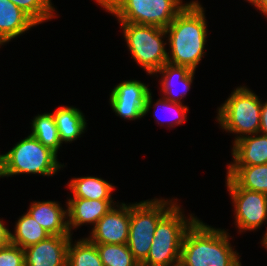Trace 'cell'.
I'll return each instance as SVG.
<instances>
[{
	"label": "cell",
	"mask_w": 267,
	"mask_h": 266,
	"mask_svg": "<svg viewBox=\"0 0 267 266\" xmlns=\"http://www.w3.org/2000/svg\"><path fill=\"white\" fill-rule=\"evenodd\" d=\"M206 21L204 7L197 0H192L165 28L170 50L168 63L196 70L206 53Z\"/></svg>",
	"instance_id": "obj_1"
},
{
	"label": "cell",
	"mask_w": 267,
	"mask_h": 266,
	"mask_svg": "<svg viewBox=\"0 0 267 266\" xmlns=\"http://www.w3.org/2000/svg\"><path fill=\"white\" fill-rule=\"evenodd\" d=\"M232 236L197 218L187 229L181 247L182 266H242L239 253L232 247Z\"/></svg>",
	"instance_id": "obj_2"
},
{
	"label": "cell",
	"mask_w": 267,
	"mask_h": 266,
	"mask_svg": "<svg viewBox=\"0 0 267 266\" xmlns=\"http://www.w3.org/2000/svg\"><path fill=\"white\" fill-rule=\"evenodd\" d=\"M178 202L158 221L147 258L140 266H170L180 262L183 237L198 218L185 216Z\"/></svg>",
	"instance_id": "obj_3"
},
{
	"label": "cell",
	"mask_w": 267,
	"mask_h": 266,
	"mask_svg": "<svg viewBox=\"0 0 267 266\" xmlns=\"http://www.w3.org/2000/svg\"><path fill=\"white\" fill-rule=\"evenodd\" d=\"M57 156L50 148L29 134L7 153L0 154V177L25 173L51 177L65 166L60 164Z\"/></svg>",
	"instance_id": "obj_4"
},
{
	"label": "cell",
	"mask_w": 267,
	"mask_h": 266,
	"mask_svg": "<svg viewBox=\"0 0 267 266\" xmlns=\"http://www.w3.org/2000/svg\"><path fill=\"white\" fill-rule=\"evenodd\" d=\"M118 19L128 22L167 28L188 4L183 0H95Z\"/></svg>",
	"instance_id": "obj_5"
},
{
	"label": "cell",
	"mask_w": 267,
	"mask_h": 266,
	"mask_svg": "<svg viewBox=\"0 0 267 266\" xmlns=\"http://www.w3.org/2000/svg\"><path fill=\"white\" fill-rule=\"evenodd\" d=\"M261 105L262 100L251 89L239 86L218 107L217 122L226 132L237 135L234 142L259 133Z\"/></svg>",
	"instance_id": "obj_6"
},
{
	"label": "cell",
	"mask_w": 267,
	"mask_h": 266,
	"mask_svg": "<svg viewBox=\"0 0 267 266\" xmlns=\"http://www.w3.org/2000/svg\"><path fill=\"white\" fill-rule=\"evenodd\" d=\"M123 31L128 50L134 61L148 75L157 72L168 59L166 50L167 33L165 28L119 22ZM163 39V40H162Z\"/></svg>",
	"instance_id": "obj_7"
},
{
	"label": "cell",
	"mask_w": 267,
	"mask_h": 266,
	"mask_svg": "<svg viewBox=\"0 0 267 266\" xmlns=\"http://www.w3.org/2000/svg\"><path fill=\"white\" fill-rule=\"evenodd\" d=\"M175 199L156 198L130 203L128 247L141 264L148 256L158 221L176 204ZM173 201V202H172Z\"/></svg>",
	"instance_id": "obj_8"
},
{
	"label": "cell",
	"mask_w": 267,
	"mask_h": 266,
	"mask_svg": "<svg viewBox=\"0 0 267 266\" xmlns=\"http://www.w3.org/2000/svg\"><path fill=\"white\" fill-rule=\"evenodd\" d=\"M226 187L234 209L238 231H254L267 221V194L239 187L226 175ZM267 223V222H266Z\"/></svg>",
	"instance_id": "obj_9"
},
{
	"label": "cell",
	"mask_w": 267,
	"mask_h": 266,
	"mask_svg": "<svg viewBox=\"0 0 267 266\" xmlns=\"http://www.w3.org/2000/svg\"><path fill=\"white\" fill-rule=\"evenodd\" d=\"M110 105L117 116L126 120L144 117L153 104L152 92L139 80H126L116 85L110 93Z\"/></svg>",
	"instance_id": "obj_10"
},
{
	"label": "cell",
	"mask_w": 267,
	"mask_h": 266,
	"mask_svg": "<svg viewBox=\"0 0 267 266\" xmlns=\"http://www.w3.org/2000/svg\"><path fill=\"white\" fill-rule=\"evenodd\" d=\"M113 206L92 228L88 239L94 244H127L129 239L130 204Z\"/></svg>",
	"instance_id": "obj_11"
},
{
	"label": "cell",
	"mask_w": 267,
	"mask_h": 266,
	"mask_svg": "<svg viewBox=\"0 0 267 266\" xmlns=\"http://www.w3.org/2000/svg\"><path fill=\"white\" fill-rule=\"evenodd\" d=\"M72 235H50L26 247L25 266H67V253Z\"/></svg>",
	"instance_id": "obj_12"
},
{
	"label": "cell",
	"mask_w": 267,
	"mask_h": 266,
	"mask_svg": "<svg viewBox=\"0 0 267 266\" xmlns=\"http://www.w3.org/2000/svg\"><path fill=\"white\" fill-rule=\"evenodd\" d=\"M68 214V229L96 223L117 203L113 200H92L83 198H69L66 202Z\"/></svg>",
	"instance_id": "obj_13"
},
{
	"label": "cell",
	"mask_w": 267,
	"mask_h": 266,
	"mask_svg": "<svg viewBox=\"0 0 267 266\" xmlns=\"http://www.w3.org/2000/svg\"><path fill=\"white\" fill-rule=\"evenodd\" d=\"M157 73L161 75L162 80L160 81L159 79V82L163 97L172 102L182 103V98H185L192 86L195 71L185 66L173 65L167 62L153 75Z\"/></svg>",
	"instance_id": "obj_14"
},
{
	"label": "cell",
	"mask_w": 267,
	"mask_h": 266,
	"mask_svg": "<svg viewBox=\"0 0 267 266\" xmlns=\"http://www.w3.org/2000/svg\"><path fill=\"white\" fill-rule=\"evenodd\" d=\"M30 214L50 235H72L68 229L67 209L55 201H34L29 205Z\"/></svg>",
	"instance_id": "obj_15"
},
{
	"label": "cell",
	"mask_w": 267,
	"mask_h": 266,
	"mask_svg": "<svg viewBox=\"0 0 267 266\" xmlns=\"http://www.w3.org/2000/svg\"><path fill=\"white\" fill-rule=\"evenodd\" d=\"M233 162L228 166H251L267 163V135H247L232 143Z\"/></svg>",
	"instance_id": "obj_16"
},
{
	"label": "cell",
	"mask_w": 267,
	"mask_h": 266,
	"mask_svg": "<svg viewBox=\"0 0 267 266\" xmlns=\"http://www.w3.org/2000/svg\"><path fill=\"white\" fill-rule=\"evenodd\" d=\"M37 24L9 0H0V46L17 38Z\"/></svg>",
	"instance_id": "obj_17"
},
{
	"label": "cell",
	"mask_w": 267,
	"mask_h": 266,
	"mask_svg": "<svg viewBox=\"0 0 267 266\" xmlns=\"http://www.w3.org/2000/svg\"><path fill=\"white\" fill-rule=\"evenodd\" d=\"M54 116L60 142L71 143L85 133L88 124L81 110L73 106H61L55 109Z\"/></svg>",
	"instance_id": "obj_18"
},
{
	"label": "cell",
	"mask_w": 267,
	"mask_h": 266,
	"mask_svg": "<svg viewBox=\"0 0 267 266\" xmlns=\"http://www.w3.org/2000/svg\"><path fill=\"white\" fill-rule=\"evenodd\" d=\"M68 188L71 190L70 198L112 200L115 186L99 177L82 176L72 178L68 183Z\"/></svg>",
	"instance_id": "obj_19"
},
{
	"label": "cell",
	"mask_w": 267,
	"mask_h": 266,
	"mask_svg": "<svg viewBox=\"0 0 267 266\" xmlns=\"http://www.w3.org/2000/svg\"><path fill=\"white\" fill-rule=\"evenodd\" d=\"M226 173L239 187L267 194V163L251 166H228Z\"/></svg>",
	"instance_id": "obj_20"
},
{
	"label": "cell",
	"mask_w": 267,
	"mask_h": 266,
	"mask_svg": "<svg viewBox=\"0 0 267 266\" xmlns=\"http://www.w3.org/2000/svg\"><path fill=\"white\" fill-rule=\"evenodd\" d=\"M49 236V232L26 212L18 218L14 234L10 232V243L25 249L30 245L45 240Z\"/></svg>",
	"instance_id": "obj_21"
},
{
	"label": "cell",
	"mask_w": 267,
	"mask_h": 266,
	"mask_svg": "<svg viewBox=\"0 0 267 266\" xmlns=\"http://www.w3.org/2000/svg\"><path fill=\"white\" fill-rule=\"evenodd\" d=\"M30 134L44 146L58 154L62 143L59 139L58 129L52 113L38 114L31 120Z\"/></svg>",
	"instance_id": "obj_22"
},
{
	"label": "cell",
	"mask_w": 267,
	"mask_h": 266,
	"mask_svg": "<svg viewBox=\"0 0 267 266\" xmlns=\"http://www.w3.org/2000/svg\"><path fill=\"white\" fill-rule=\"evenodd\" d=\"M67 266H103L96 244L87 237L69 241Z\"/></svg>",
	"instance_id": "obj_23"
},
{
	"label": "cell",
	"mask_w": 267,
	"mask_h": 266,
	"mask_svg": "<svg viewBox=\"0 0 267 266\" xmlns=\"http://www.w3.org/2000/svg\"><path fill=\"white\" fill-rule=\"evenodd\" d=\"M103 266H140L127 244H96Z\"/></svg>",
	"instance_id": "obj_24"
},
{
	"label": "cell",
	"mask_w": 267,
	"mask_h": 266,
	"mask_svg": "<svg viewBox=\"0 0 267 266\" xmlns=\"http://www.w3.org/2000/svg\"><path fill=\"white\" fill-rule=\"evenodd\" d=\"M154 106V117L156 119V121L158 122V124H164V122H166L168 124V127H174V126H178L181 125L182 123H184V121L187 120V112L189 110V107L186 105H183L182 103H177V102H172L169 100H166L164 97H161L160 99H158L156 101V103L153 105ZM162 110L163 112L166 111L168 113H163V114H170L168 117L167 115H163V117L161 115H158L159 110ZM160 113V114H162ZM167 119H164L166 118ZM163 118V119H162ZM168 121V122H167Z\"/></svg>",
	"instance_id": "obj_25"
},
{
	"label": "cell",
	"mask_w": 267,
	"mask_h": 266,
	"mask_svg": "<svg viewBox=\"0 0 267 266\" xmlns=\"http://www.w3.org/2000/svg\"><path fill=\"white\" fill-rule=\"evenodd\" d=\"M25 12L37 25L57 17L51 0H9Z\"/></svg>",
	"instance_id": "obj_26"
},
{
	"label": "cell",
	"mask_w": 267,
	"mask_h": 266,
	"mask_svg": "<svg viewBox=\"0 0 267 266\" xmlns=\"http://www.w3.org/2000/svg\"><path fill=\"white\" fill-rule=\"evenodd\" d=\"M0 266H25L24 250L12 243L1 247Z\"/></svg>",
	"instance_id": "obj_27"
},
{
	"label": "cell",
	"mask_w": 267,
	"mask_h": 266,
	"mask_svg": "<svg viewBox=\"0 0 267 266\" xmlns=\"http://www.w3.org/2000/svg\"><path fill=\"white\" fill-rule=\"evenodd\" d=\"M259 133L267 135V101L262 102Z\"/></svg>",
	"instance_id": "obj_28"
},
{
	"label": "cell",
	"mask_w": 267,
	"mask_h": 266,
	"mask_svg": "<svg viewBox=\"0 0 267 266\" xmlns=\"http://www.w3.org/2000/svg\"><path fill=\"white\" fill-rule=\"evenodd\" d=\"M10 230L5 226L3 219H0V248L10 243Z\"/></svg>",
	"instance_id": "obj_29"
},
{
	"label": "cell",
	"mask_w": 267,
	"mask_h": 266,
	"mask_svg": "<svg viewBox=\"0 0 267 266\" xmlns=\"http://www.w3.org/2000/svg\"><path fill=\"white\" fill-rule=\"evenodd\" d=\"M258 10L267 18V0H258Z\"/></svg>",
	"instance_id": "obj_30"
},
{
	"label": "cell",
	"mask_w": 267,
	"mask_h": 266,
	"mask_svg": "<svg viewBox=\"0 0 267 266\" xmlns=\"http://www.w3.org/2000/svg\"><path fill=\"white\" fill-rule=\"evenodd\" d=\"M261 244H262V245L264 246V248H266V250H267V229H266V231H265L264 236L262 237Z\"/></svg>",
	"instance_id": "obj_31"
},
{
	"label": "cell",
	"mask_w": 267,
	"mask_h": 266,
	"mask_svg": "<svg viewBox=\"0 0 267 266\" xmlns=\"http://www.w3.org/2000/svg\"><path fill=\"white\" fill-rule=\"evenodd\" d=\"M251 5H254L255 8L258 10V0H247Z\"/></svg>",
	"instance_id": "obj_32"
},
{
	"label": "cell",
	"mask_w": 267,
	"mask_h": 266,
	"mask_svg": "<svg viewBox=\"0 0 267 266\" xmlns=\"http://www.w3.org/2000/svg\"><path fill=\"white\" fill-rule=\"evenodd\" d=\"M170 266H182V264L180 262H178V263L170 265Z\"/></svg>",
	"instance_id": "obj_33"
}]
</instances>
